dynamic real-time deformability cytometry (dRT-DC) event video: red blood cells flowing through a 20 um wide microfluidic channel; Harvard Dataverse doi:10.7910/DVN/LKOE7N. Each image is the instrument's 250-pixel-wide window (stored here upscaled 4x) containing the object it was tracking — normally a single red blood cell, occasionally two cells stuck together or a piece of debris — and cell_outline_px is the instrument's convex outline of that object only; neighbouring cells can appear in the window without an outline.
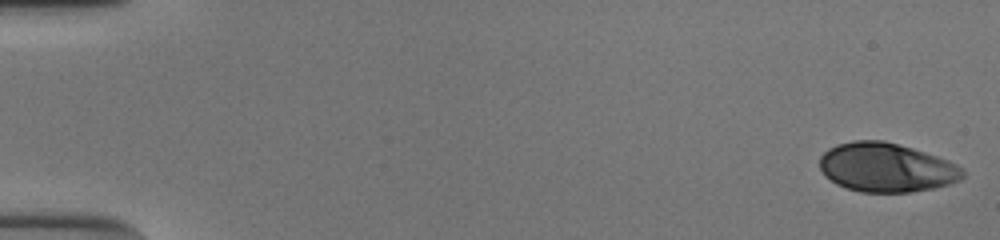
{"species": "human", "species_latin": "Homo sapiens", "temperature_condition": "cold", "stored_images_in_passage": 53, "camera_frame_rate_fps": 3000, "um_per_image_px": 0.085, "donor": {"sex": "male"}, "frame": {"image": 1, "passage_image": 1, "time_ms": 0.0, "image_size_px": [1000, 240], "cell_outline_px": [[964, 176], [960, 180], [948, 184], [932, 188], [912, 192], [860, 192], [836, 184], [824, 176], [820, 168], [820, 156], [828, 148], [836, 144], [852, 140], [884, 140], [912, 148], [948, 160], [964, 168]], "centroid_in_image_um": [75.32, 14.23], "position_along_channel_um": 9.7, "area_um2": 41.04}}
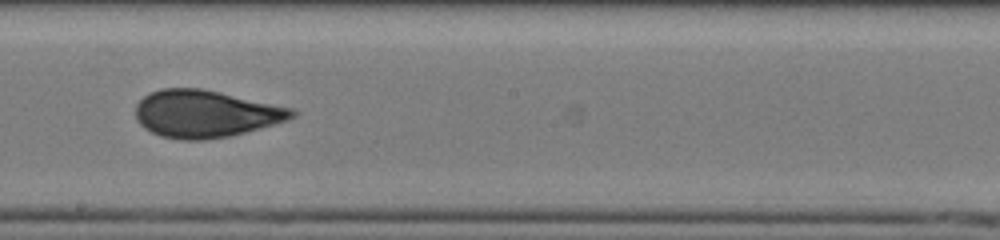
{"frame": {"image": 2, "passage_image": 31, "time_ms": 10.0, "image_size_px": [1000, 240], "cell_outline_px": [[296, 116], [288, 120], [244, 132], [228, 136], [204, 140], [180, 140], [160, 136], [144, 128], [136, 120], [136, 104], [148, 92], [160, 88], [200, 88], [220, 92], [292, 108], [296, 112]], "centroid_in_image_um": [17.42, 9.67], "position_along_channel_um": 230.8, "area_um2": 43.0}}
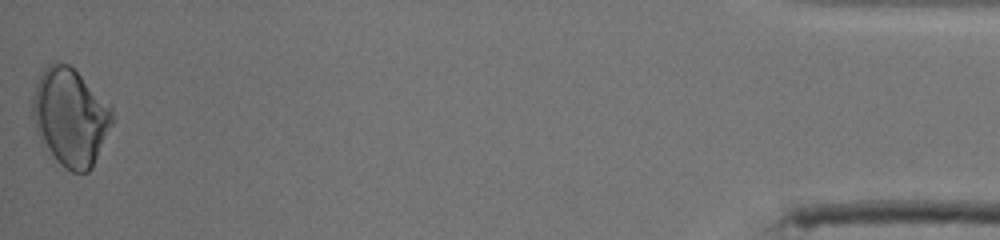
{"frame": {"image": 3, "passage_image": 53, "time_ms": 17.333, "image_size_px": [1000, 240], "cell_outline_px": [[116, 120], [92, 168], [88, 172], [72, 172], [64, 168], [56, 160], [40, 140], [36, 132], [32, 116], [32, 96], [36, 84], [44, 68], [48, 64], [56, 60], [68, 64], [112, 104]], "centroid_in_image_um": [6.02, 9.95], "position_along_channel_um": 429.2, "area_um2": 46.12}, "authors_computed_cell_mechanics": {"area_um2": 41.616, "velocity_mm_per_s": 3.8708, "shape_relaxation_time_tau1_ms": 6.0384, "shape_relaxation_time_tau2_ms": 1.0986, "deformation_change_tau1": 0.1546, "deformation_change_tau2": 0.039}}